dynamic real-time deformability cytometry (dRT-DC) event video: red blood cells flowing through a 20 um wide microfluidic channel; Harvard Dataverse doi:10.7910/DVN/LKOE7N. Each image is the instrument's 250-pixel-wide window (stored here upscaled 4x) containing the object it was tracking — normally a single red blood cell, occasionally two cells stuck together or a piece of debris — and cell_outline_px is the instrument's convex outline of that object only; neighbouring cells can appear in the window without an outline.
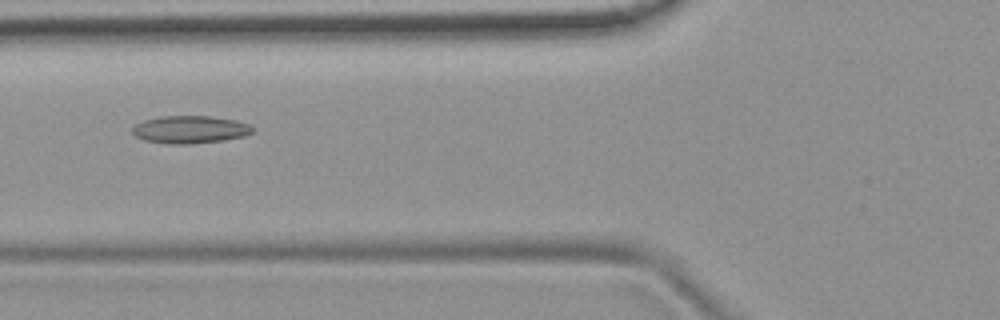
{"species": "common noctule bat (a hibernating species)", "species_latin": "Nyctalus noctula", "temperature_condition": "room temperature", "stored_images_in_passage": 4, "camera_frame_rate_fps": 3000, "um_per_image_px": 0.085, "animal": {"sex": "female", "body_mass_g": 19.9}, "frame": {"image": 1, "passage_image": 2, "time_ms": 0.333, "image_size_px": [1000, 320], "cell_outline_px": [[252, 132], [244, 136], [224, 140], [188, 144], [172, 144], [144, 140], [136, 136], [132, 132], [132, 128], [136, 124], [144, 120], [160, 116], [208, 116], [236, 120], [248, 124], [252, 128]], "centroid_in_image_um": [16.13, 11.01], "position_along_channel_um": 109.7, "area_um2": 19.19}}
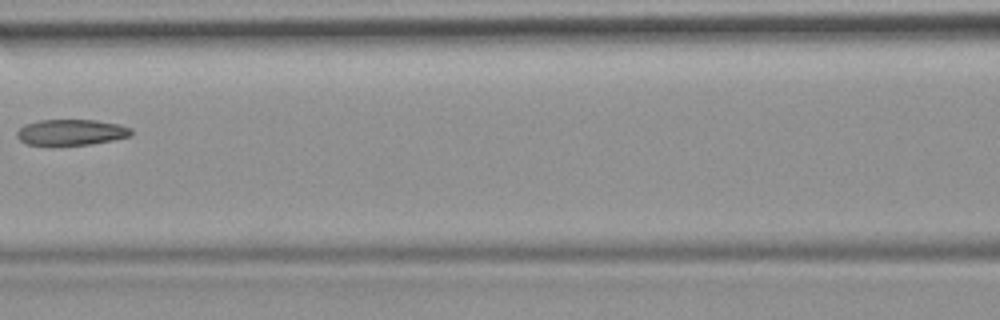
{"frame": {"image": 2, "passage_image": 3, "time_ms": 0.667, "image_size_px": [1000, 320], "cell_outline_px": [[132, 136], [92, 144], [28, 144], [20, 140], [16, 136], [16, 132], [24, 124], [40, 120], [96, 120], [120, 124], [132, 128]], "centroid_in_image_um": [6.09, 11.22], "position_along_channel_um": 160.5, "area_um2": 17.11}}
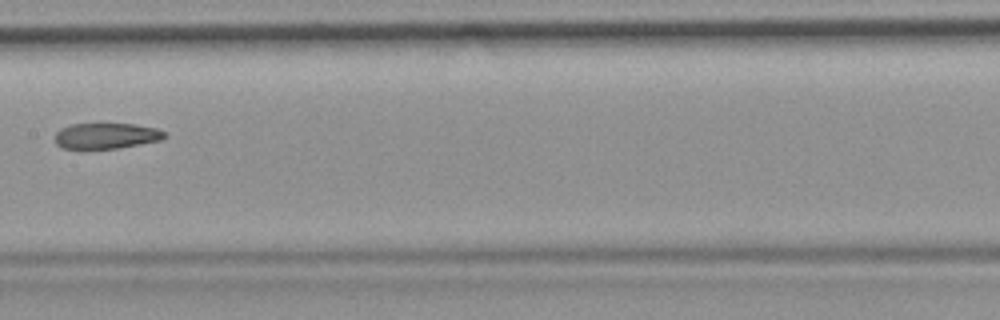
{"frame": {"image": 3, "passage_image": 4, "time_ms": 1.0, "image_size_px": [1000, 320], "cell_outline_px": [[164, 136], [160, 140], [140, 144], [116, 148], [64, 148], [56, 144], [56, 132], [60, 128], [72, 124], [136, 124], [156, 128], [164, 132]], "centroid_in_image_um": [9.01, 11.53], "position_along_channel_um": 198.4, "area_um2": 16.13}}